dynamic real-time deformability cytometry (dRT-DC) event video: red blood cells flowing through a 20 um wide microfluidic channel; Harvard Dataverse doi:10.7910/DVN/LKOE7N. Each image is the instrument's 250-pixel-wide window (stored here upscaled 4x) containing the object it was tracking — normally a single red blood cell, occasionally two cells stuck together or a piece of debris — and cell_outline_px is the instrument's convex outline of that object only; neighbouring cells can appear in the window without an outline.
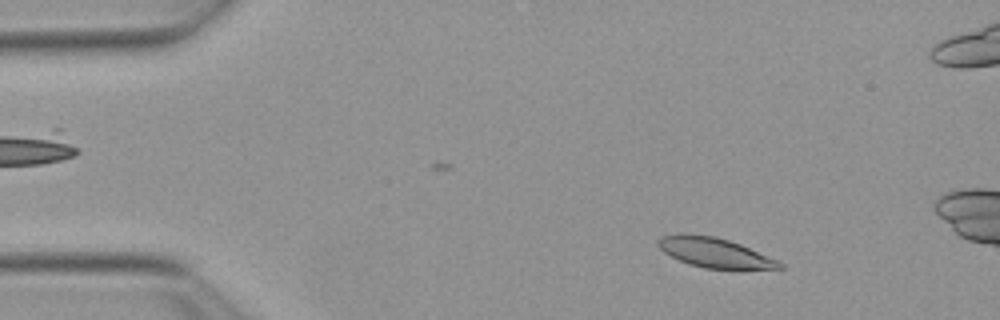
{"species": "Egyptian fruit bat (a non-hibernating species)", "species_latin": "Rousettus aegyptiacus", "temperature_condition": "warm", "stored_images_in_passage": 15, "camera_frame_rate_fps": 3000, "um_per_image_px": 0.085, "animal": {"sex": "female"}, "frame": {"image": 1, "passage_image": 7, "time_ms": 2.0, "image_size_px": [1000, 320], "cell_outline_px": [[784, 268], [704, 268], [688, 264], [664, 252], [656, 244], [664, 236], [680, 232], [716, 236], [740, 244], [776, 260], [784, 264]], "centroid_in_image_um": [60.69, 21.45], "position_along_channel_um": 24.3, "area_um2": 20.63}}